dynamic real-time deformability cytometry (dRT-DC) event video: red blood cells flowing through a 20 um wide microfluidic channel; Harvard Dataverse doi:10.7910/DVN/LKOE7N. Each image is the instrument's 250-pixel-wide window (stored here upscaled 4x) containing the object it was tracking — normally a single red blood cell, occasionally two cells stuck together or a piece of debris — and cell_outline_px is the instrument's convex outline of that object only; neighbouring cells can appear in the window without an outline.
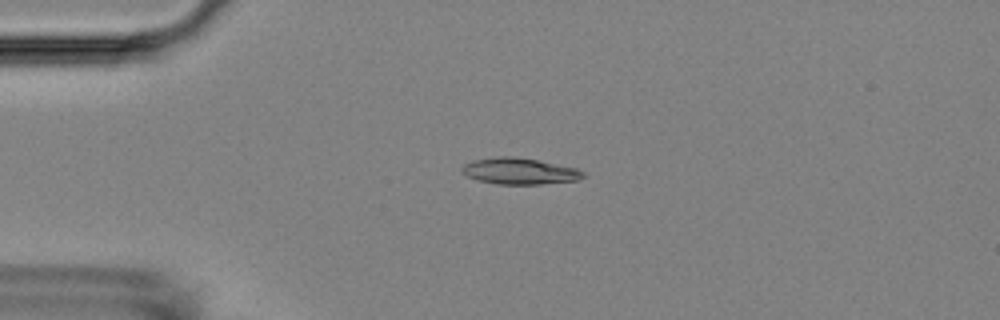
{"species": "Egyptian fruit bat (a non-hibernating species)", "species_latin": "Rousettus aegyptiacus", "temperature_condition": "room temperature", "stored_images_in_passage": 2, "camera_frame_rate_fps": 3000, "um_per_image_px": 0.085, "animal": {"sex": "female"}, "frame": {"image": 1, "passage_image": 1, "time_ms": 0.0, "image_size_px": [1000, 320], "cell_outline_px": [[584, 176], [580, 180], [540, 184], [496, 184], [480, 180], [468, 176], [460, 168], [464, 164], [472, 160], [496, 156], [512, 156], [536, 160], [576, 168], [584, 172]], "centroid_in_image_um": [44.16, 14.54], "position_along_channel_um": 40.8, "area_um2": 18.44}}